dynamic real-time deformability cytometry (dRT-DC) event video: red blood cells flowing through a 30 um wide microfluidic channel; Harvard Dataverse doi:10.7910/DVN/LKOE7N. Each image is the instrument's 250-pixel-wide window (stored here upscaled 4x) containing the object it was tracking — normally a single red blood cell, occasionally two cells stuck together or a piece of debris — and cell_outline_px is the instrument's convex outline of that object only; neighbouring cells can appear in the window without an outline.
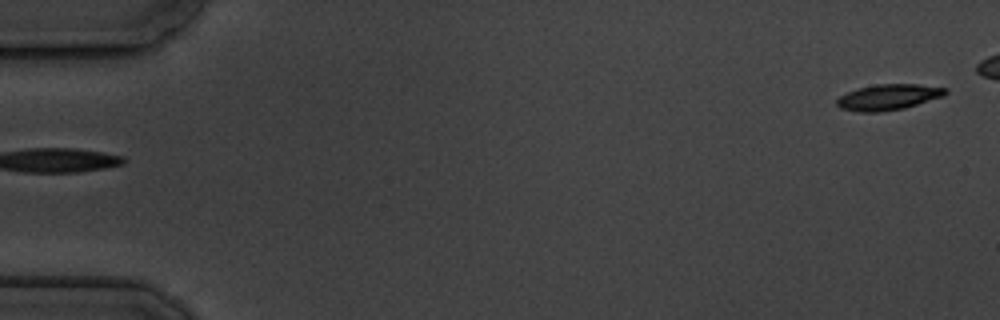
{"species": "common noctule bat (a hibernating species)", "species_latin": "Nyctalus noctula", "temperature_condition": "cold", "stored_images_in_passage": 5, "segment_of_instrument_passage": [2, 2], "camera_frame_rate_fps": 3000, "um_per_image_px": 0.085, "animal": {"sex": "male", "body_mass_g": 19.5, "forearm_length_mm": 54.6}, "frame": {"image": 1, "passage_image": 5, "time_ms": 5.333, "image_size_px": [1000, 320], "cell_outline_px": [[948, 92], [944, 96], [904, 108], [880, 112], [860, 112], [840, 108], [836, 104], [836, 100], [840, 96], [856, 88], [876, 84], [920, 84], [948, 88]], "centroid_in_image_um": [75.52, 8.25], "position_along_channel_um": 9.5, "area_um2": 16.42}}